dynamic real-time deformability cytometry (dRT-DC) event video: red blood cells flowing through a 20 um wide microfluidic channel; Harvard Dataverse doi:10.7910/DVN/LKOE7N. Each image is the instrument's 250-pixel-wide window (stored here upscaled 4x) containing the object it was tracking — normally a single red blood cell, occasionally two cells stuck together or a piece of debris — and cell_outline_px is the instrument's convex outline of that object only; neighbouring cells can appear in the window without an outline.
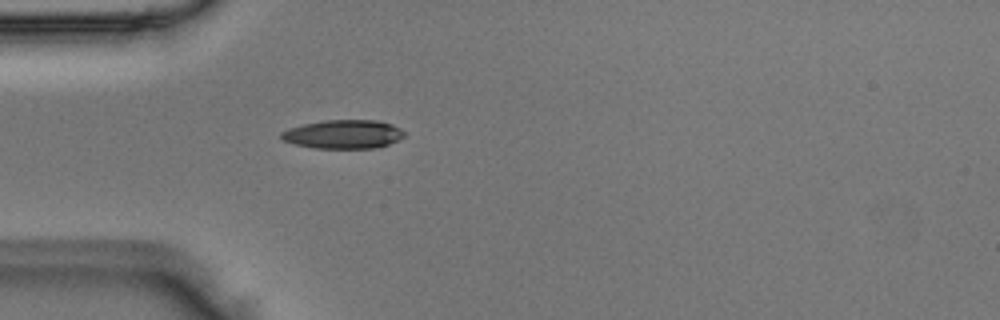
{"species": "Egyptian fruit bat (a non-hibernating species)", "species_latin": "Rousettus aegyptiacus", "temperature_condition": "room temperature", "stored_images_in_passage": 36, "camera_frame_rate_fps": 3000, "um_per_image_px": 0.085, "animal": {"sex": "male"}, "frame": {"image": 1, "passage_image": 1, "time_ms": 0.0, "image_size_px": [1000, 320], "cell_outline_px": [[404, 136], [400, 140], [376, 148], [316, 148], [296, 144], [284, 140], [280, 136], [280, 132], [288, 128], [304, 124], [324, 120], [376, 120], [392, 124], [400, 128], [404, 132]], "centroid_in_image_um": [29.21, 11.4], "position_along_channel_um": 55.8, "area_um2": 20.58}}
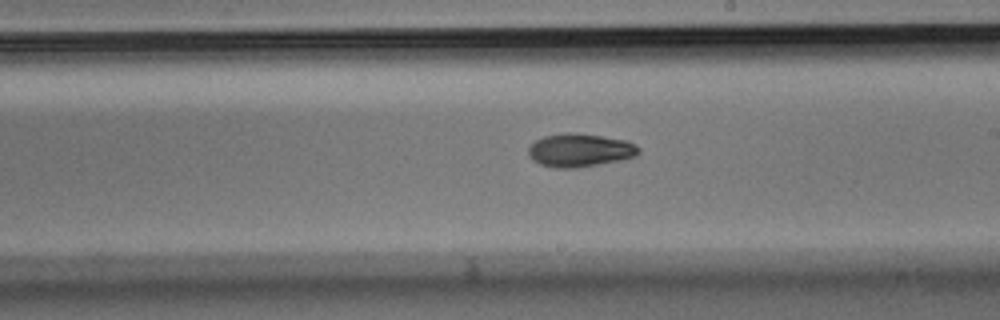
{"frame": {"image": 2, "passage_image": 15, "time_ms": 4.667, "image_size_px": [1000, 320], "cell_outline_px": [[640, 152], [636, 156], [624, 160], [576, 168], [552, 168], [540, 164], [532, 160], [528, 156], [528, 148], [536, 140], [544, 136], [564, 132], [568, 132], [600, 136], [624, 140], [636, 144], [640, 148]], "centroid_in_image_um": [49.29, 12.78], "position_along_channel_um": 239.7, "area_um2": 21.56}}
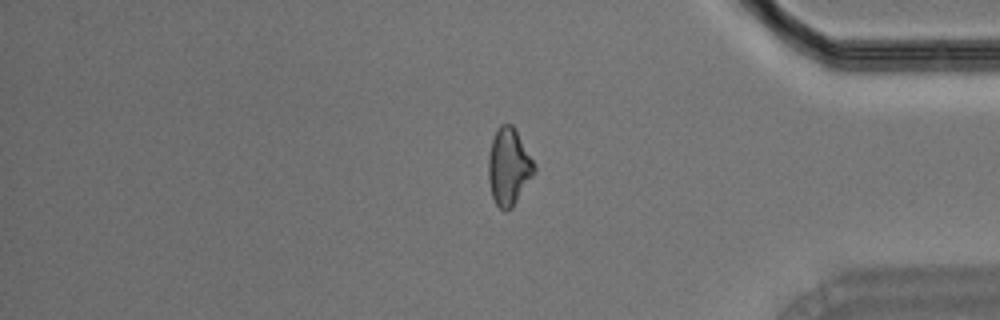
{"frame": {"image": 3, "passage_image": 28, "time_ms": 9.0, "image_size_px": [1000, 320], "cell_outline_px": [[536, 172], [512, 208], [504, 212], [496, 204], [492, 196], [488, 180], [488, 156], [492, 140], [500, 124], [512, 124], [536, 164]], "centroid_in_image_um": [43.25, 14.2], "position_along_channel_um": 391.9, "area_um2": 20.69}}